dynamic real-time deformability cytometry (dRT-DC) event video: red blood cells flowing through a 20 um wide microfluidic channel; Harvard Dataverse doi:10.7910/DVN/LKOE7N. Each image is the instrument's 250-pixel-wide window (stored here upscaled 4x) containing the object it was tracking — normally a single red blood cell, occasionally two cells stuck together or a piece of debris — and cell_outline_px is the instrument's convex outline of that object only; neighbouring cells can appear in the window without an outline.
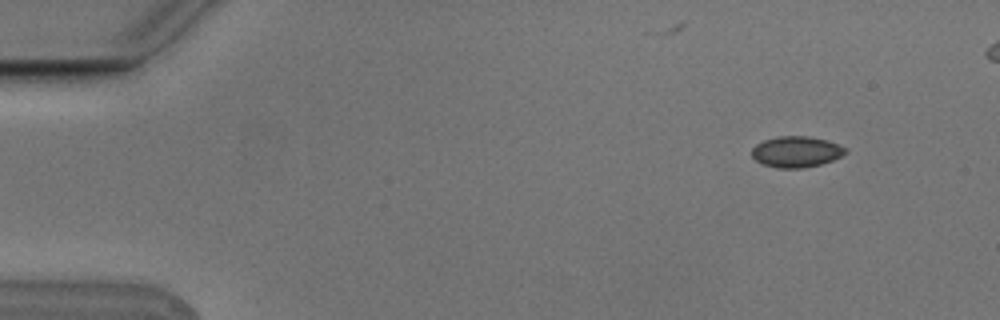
{"species": "Egyptian fruit bat (a non-hibernating species)", "species_latin": "Rousettus aegyptiacus", "temperature_condition": "cold", "stored_images_in_passage": 4, "camera_frame_rate_fps": 3000, "um_per_image_px": 0.085, "animal": {"sex": "male"}, "frame": {"image": 1, "passage_image": 1, "time_ms": 0.0, "image_size_px": [1000, 320], "cell_outline_px": [[848, 152], [832, 160], [820, 164], [804, 168], [776, 168], [764, 164], [756, 160], [752, 156], [752, 148], [756, 144], [764, 140], [776, 136], [808, 136], [828, 140], [844, 148]], "centroid_in_image_um": [67.66, 12.89], "position_along_channel_um": 17.3, "area_um2": 16.82}}